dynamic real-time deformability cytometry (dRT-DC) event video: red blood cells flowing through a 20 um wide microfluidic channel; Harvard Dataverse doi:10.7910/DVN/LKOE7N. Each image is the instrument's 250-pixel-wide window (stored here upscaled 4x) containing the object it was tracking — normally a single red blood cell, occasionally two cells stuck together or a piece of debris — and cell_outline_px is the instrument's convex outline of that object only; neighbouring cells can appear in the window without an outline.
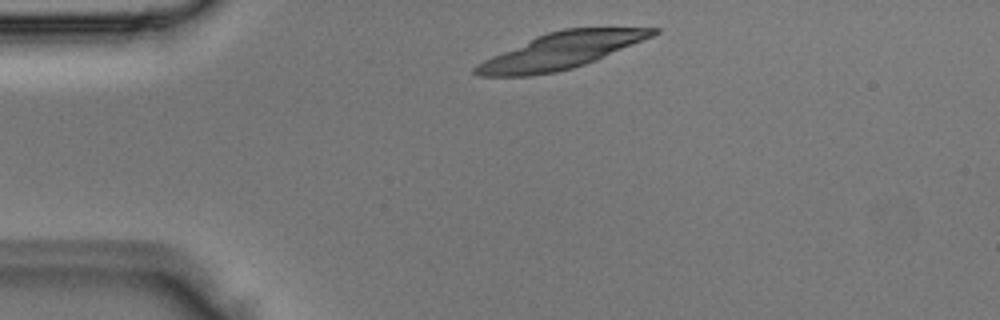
{"species": "Egyptian fruit bat (a non-hibernating species)", "species_latin": "Rousettus aegyptiacus", "temperature_condition": "room temperature", "stored_images_in_passage": 2, "camera_frame_rate_fps": 3000, "um_per_image_px": 0.085, "animal": {"sex": "male"}, "frame": {"image": 1, "passage_image": 1, "time_ms": 0.0, "image_size_px": [1000, 320], "cell_outline_px": [[660, 32], [652, 36], [596, 60], [572, 68], [556, 72], [532, 76], [480, 76], [472, 72], [472, 68], [476, 64], [492, 56], [536, 36], [548, 32], [564, 28], [660, 28]], "centroid_in_image_um": [47.65, 4.32], "position_along_channel_um": 37.4, "area_um2": 36.93}}